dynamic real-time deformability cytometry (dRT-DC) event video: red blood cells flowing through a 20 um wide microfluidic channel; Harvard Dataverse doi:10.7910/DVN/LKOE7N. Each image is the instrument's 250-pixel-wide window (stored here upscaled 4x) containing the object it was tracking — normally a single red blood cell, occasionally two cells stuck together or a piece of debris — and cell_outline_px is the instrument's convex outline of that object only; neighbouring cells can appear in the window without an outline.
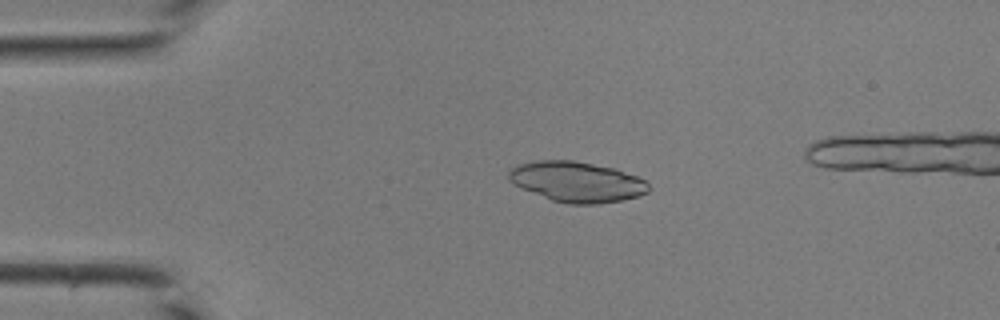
{"species": "common noctule bat (a hibernating species)", "species_latin": "Nyctalus noctula", "temperature_condition": "room temperature", "stored_images_in_passage": 40, "camera_frame_rate_fps": 3000, "um_per_image_px": 0.085, "animal": {"sex": "male", "body_mass_g": 19.0, "forearm_length_mm": 50.8}, "frame": {"image": 1, "passage_image": 10, "time_ms": 3.0, "image_size_px": [1000, 320], "cell_outline_px": [[652, 188], [648, 192], [640, 196], [600, 204], [568, 204], [552, 200], [520, 188], [508, 180], [508, 172], [516, 164], [536, 160], [572, 160], [616, 168], [636, 176], [644, 180]], "centroid_in_image_um": [49.02, 15.45], "position_along_channel_um": 36.0, "area_um2": 33.18}}